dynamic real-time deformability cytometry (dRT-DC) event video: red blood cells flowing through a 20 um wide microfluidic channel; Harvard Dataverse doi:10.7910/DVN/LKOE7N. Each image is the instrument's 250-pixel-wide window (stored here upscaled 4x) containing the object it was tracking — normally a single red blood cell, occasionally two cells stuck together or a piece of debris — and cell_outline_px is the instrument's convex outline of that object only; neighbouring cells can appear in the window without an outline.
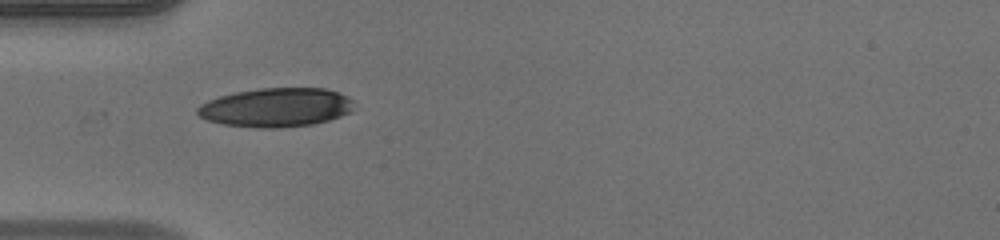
{"species": "human", "species_latin": "Homo sapiens", "temperature_condition": "warm", "stored_images_in_passage": 32, "camera_frame_rate_fps": 3000, "um_per_image_px": 0.085, "donor": {"sex": "male"}, "frame": {"image": 1, "passage_image": 1, "time_ms": 0.0, "image_size_px": [1000, 240], "cell_outline_px": [[352, 112], [328, 120], [312, 124], [280, 128], [256, 128], [224, 124], [208, 120], [200, 116], [196, 112], [196, 108], [200, 104], [208, 100], [220, 96], [236, 92], [260, 88], [324, 88], [336, 92], [352, 100]], "centroid_in_image_um": [23.44, 9.14], "position_along_channel_um": 61.6, "area_um2": 35.37}}
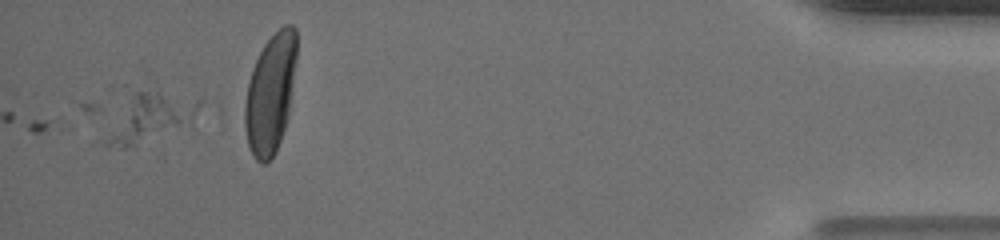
{"frame": {"image": 2, "passage_image": 32, "time_ms": 10.333, "image_size_px": [1000, 240], "cell_outline_px": [[204, 96], [192, 116], [132, 148], [124, 148], [108, 144], [108, 84], [128, 84]], "centroid_in_image_um": [12.33, 9.58], "position_along_channel_um": 422.9, "area_um2": 30.29}}